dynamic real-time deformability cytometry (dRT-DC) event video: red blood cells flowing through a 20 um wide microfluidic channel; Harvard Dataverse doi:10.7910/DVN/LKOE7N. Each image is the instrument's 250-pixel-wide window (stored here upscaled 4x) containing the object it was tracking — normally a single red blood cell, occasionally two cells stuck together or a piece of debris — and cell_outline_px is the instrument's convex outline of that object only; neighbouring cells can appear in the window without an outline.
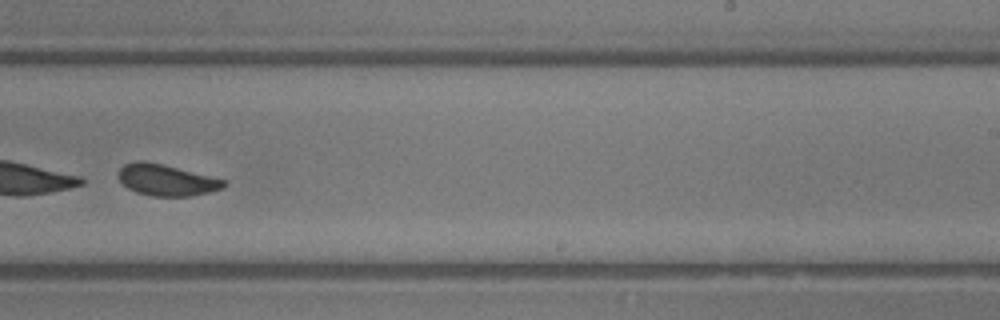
{"species": "common noctule bat (a hibernating species)", "species_latin": "Nyctalus noctula", "temperature_condition": "room temperature", "stored_images_in_passage": 46, "segment_of_instrument_passage": [2, 2], "camera_frame_rate_fps": 3000, "um_per_image_px": 0.085, "animal": {"sex": "male", "body_mass_g": 13.3}, "frame": {"image": 1, "passage_image": 29, "time_ms": 9.333, "image_size_px": [1000, 320], "cell_outline_px": [[228, 184], [224, 188], [192, 196], [152, 196], [136, 192], [128, 188], [116, 176], [116, 172], [124, 164], [136, 160], [144, 160], [228, 180]], "centroid_in_image_um": [14.14, 15.3], "position_along_channel_um": 274.9, "area_um2": 19.42}}